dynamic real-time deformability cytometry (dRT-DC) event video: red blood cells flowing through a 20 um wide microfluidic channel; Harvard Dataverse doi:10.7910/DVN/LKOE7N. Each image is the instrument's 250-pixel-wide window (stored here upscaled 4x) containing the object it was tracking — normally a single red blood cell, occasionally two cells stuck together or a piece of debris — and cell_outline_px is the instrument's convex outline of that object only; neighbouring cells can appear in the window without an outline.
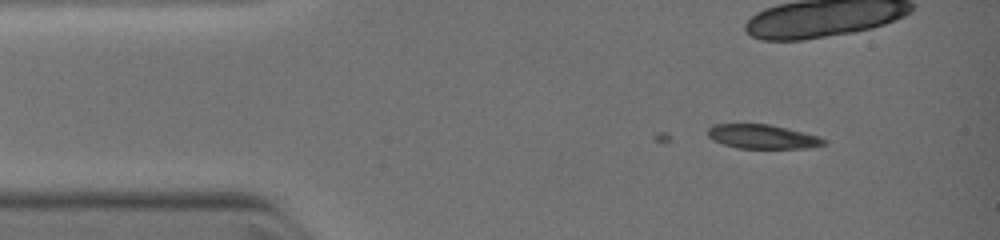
{"species": "common noctule bat (a hibernating species)", "species_latin": "Nyctalus noctula", "temperature_condition": "warm", "stored_images_in_passage": 8, "camera_frame_rate_fps": 3000, "um_per_image_px": 0.085, "animal": {"sex": "female", "body_mass_g": 19.0, "forearm_length_mm": 51.5}, "frame": {"image": 1, "passage_image": 1, "time_ms": 0.0, "image_size_px": [1000, 240], "cell_outline_px": [[828, 140], [824, 144], [808, 148], [736, 148], [712, 140], [708, 136], [708, 128], [716, 124], [768, 124], [804, 132], [820, 136]], "centroid_in_image_um": [64.83, 11.61], "position_along_channel_um": 20.2, "area_um2": 16.3}}
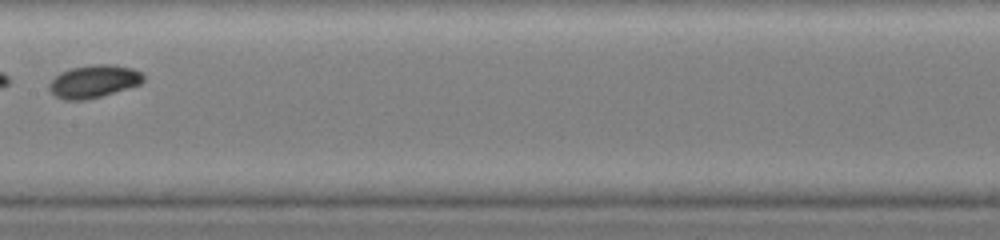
{"frame": {"image": 2, "passage_image": 8, "time_ms": 5.667, "image_size_px": [1000, 240], "cell_outline_px": [[144, 80], [140, 84], [128, 88], [100, 96], [84, 100], [64, 100], [56, 96], [48, 88], [48, 84], [60, 72], [72, 68], [92, 64], [112, 64], [132, 68], [140, 72], [144, 76]], "centroid_in_image_um": [7.97, 6.91], "position_along_channel_um": 199.4, "area_um2": 17.86}}